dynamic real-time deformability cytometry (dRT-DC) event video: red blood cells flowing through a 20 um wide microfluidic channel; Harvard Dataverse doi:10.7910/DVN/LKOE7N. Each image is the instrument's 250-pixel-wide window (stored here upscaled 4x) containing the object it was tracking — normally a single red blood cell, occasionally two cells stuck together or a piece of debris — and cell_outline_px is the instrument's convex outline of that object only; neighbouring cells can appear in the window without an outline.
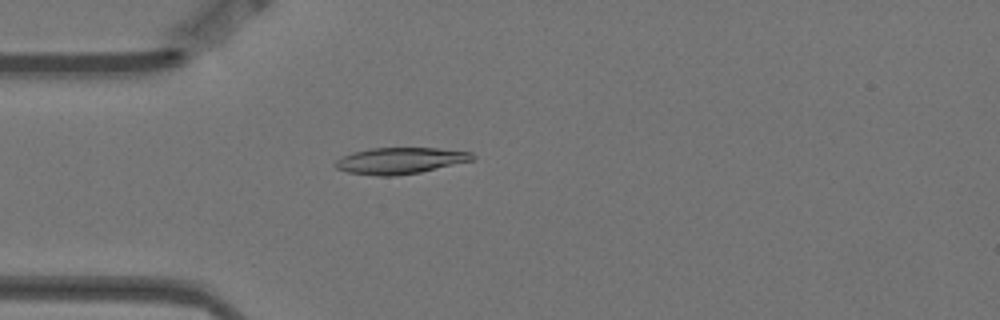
{"species": "Egyptian fruit bat (a non-hibernating species)", "species_latin": "Rousettus aegyptiacus", "temperature_condition": "warm", "stored_images_in_passage": 5, "camera_frame_rate_fps": 3000, "um_per_image_px": 0.085, "animal": {"sex": "female"}, "frame": {"image": 1, "passage_image": 4, "time_ms": 1.0, "image_size_px": [1000, 320], "cell_outline_px": [[476, 160], [420, 172], [396, 176], [376, 176], [348, 172], [336, 168], [332, 164], [336, 160], [352, 152], [372, 148], [436, 148], [472, 152], [476, 156]], "centroid_in_image_um": [34.04, 13.66], "position_along_channel_um": 51.0, "area_um2": 21.21}}